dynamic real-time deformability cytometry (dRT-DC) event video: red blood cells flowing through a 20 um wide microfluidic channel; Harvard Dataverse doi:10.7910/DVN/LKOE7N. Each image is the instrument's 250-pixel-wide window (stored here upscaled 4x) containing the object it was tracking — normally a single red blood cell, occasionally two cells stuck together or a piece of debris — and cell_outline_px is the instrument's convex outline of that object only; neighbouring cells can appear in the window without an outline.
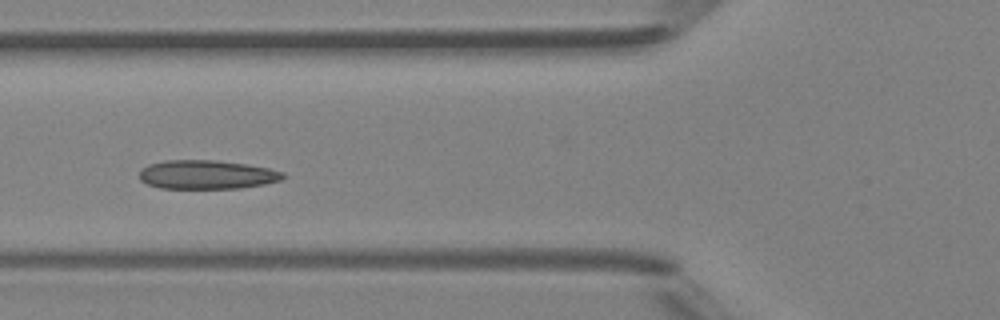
{"species": "Egyptian fruit bat (a non-hibernating species)", "species_latin": "Rousettus aegyptiacus", "temperature_condition": "room temperature", "stored_images_in_passage": 5, "camera_frame_rate_fps": 3000, "um_per_image_px": 0.085, "animal": {"sex": "female"}, "frame": {"image": 1, "passage_image": 5, "time_ms": 4.667, "image_size_px": [1000, 320], "cell_outline_px": [[288, 176], [280, 180], [264, 184], [240, 188], [160, 188], [148, 184], [140, 180], [140, 168], [148, 164], [164, 160], [216, 160], [244, 164], [268, 168], [284, 172]], "centroid_in_image_um": [17.57, 14.84], "position_along_channel_um": 108.2, "area_um2": 24.22}}